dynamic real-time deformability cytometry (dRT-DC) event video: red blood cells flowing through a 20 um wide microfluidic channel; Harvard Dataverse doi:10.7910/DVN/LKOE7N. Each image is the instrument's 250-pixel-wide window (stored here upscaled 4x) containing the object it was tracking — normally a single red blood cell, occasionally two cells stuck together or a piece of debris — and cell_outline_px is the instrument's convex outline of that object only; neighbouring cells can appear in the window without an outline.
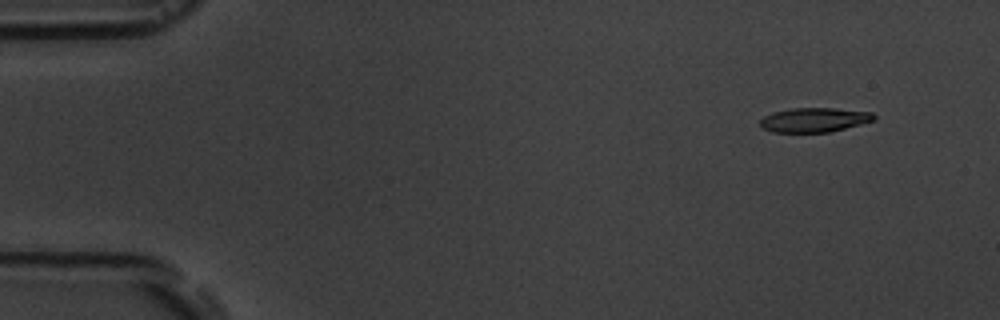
{"species": "common noctule bat (a hibernating species)", "species_latin": "Nyctalus noctula", "temperature_condition": "room temperature", "stored_images_in_passage": 4, "camera_frame_rate_fps": 3000, "um_per_image_px": 0.085, "animal": {"sex": "male", "body_mass_g": 19.5, "forearm_length_mm": 54.6}, "frame": {"image": 1, "passage_image": 1, "time_ms": 0.0, "image_size_px": [1000, 320], "cell_outline_px": [[876, 120], [828, 132], [772, 132], [760, 128], [760, 120], [764, 116], [772, 112], [792, 108], [836, 108], [872, 112], [876, 116]], "centroid_in_image_um": [69.19, 10.18], "position_along_channel_um": 15.8, "area_um2": 16.24}}
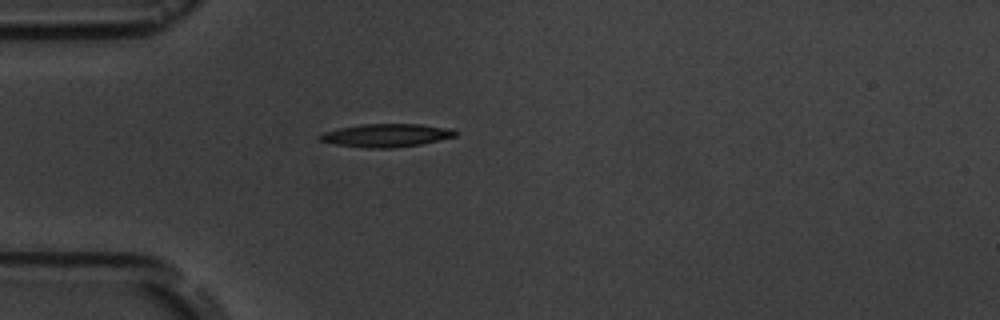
{"frame": {"image": 2, "passage_image": 4, "time_ms": 3.667, "image_size_px": [1000, 320], "cell_outline_px": [[460, 132], [456, 136], [420, 144], [392, 148], [368, 148], [336, 144], [320, 140], [316, 136], [324, 132], [340, 128], [360, 124], [420, 124], [452, 128]], "centroid_in_image_um": [32.87, 11.49], "position_along_channel_um": 52.1, "area_um2": 18.26}}